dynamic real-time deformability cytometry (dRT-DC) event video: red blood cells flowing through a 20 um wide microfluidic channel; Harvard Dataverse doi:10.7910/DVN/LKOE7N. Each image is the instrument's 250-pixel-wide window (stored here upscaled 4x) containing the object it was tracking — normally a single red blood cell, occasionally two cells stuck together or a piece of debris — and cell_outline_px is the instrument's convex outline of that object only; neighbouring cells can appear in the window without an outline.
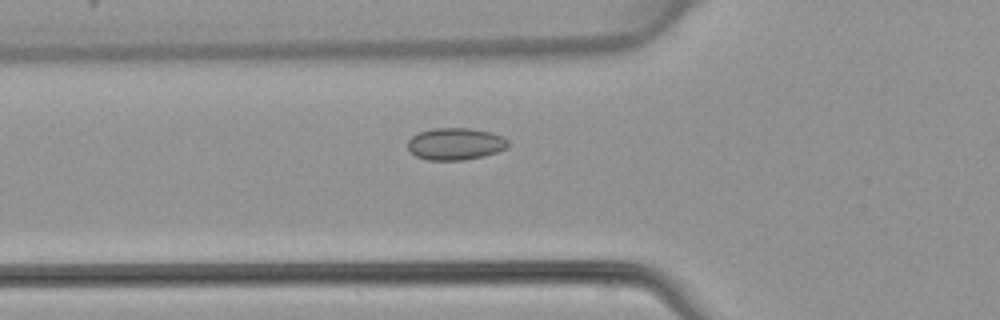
{"species": "common noctule bat (a hibernating species)", "species_latin": "Nyctalus noctula", "temperature_condition": "warm", "stored_images_in_passage": 49, "camera_frame_rate_fps": 3000, "um_per_image_px": 0.085, "animal": {"sex": "female", "body_mass_g": 22.7, "forearm_length_mm": 54.2}, "frame": {"image": 1, "passage_image": 18, "time_ms": 5.667, "image_size_px": [1000, 320], "cell_outline_px": [[508, 148], [484, 156], [464, 160], [428, 160], [416, 156], [408, 152], [408, 140], [412, 136], [420, 132], [432, 128], [468, 128], [492, 132], [504, 136], [508, 140]], "centroid_in_image_um": [38.72, 12.23], "position_along_channel_um": 87.1, "area_um2": 18.96}}
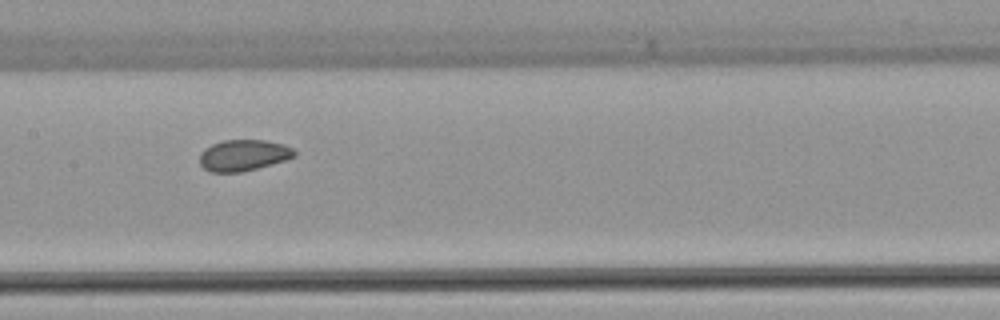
{"frame": {"image": 2, "passage_image": 25, "time_ms": 8.0, "image_size_px": [1000, 320], "cell_outline_px": [[296, 156], [284, 160], [256, 168], [240, 172], [208, 172], [200, 164], [200, 152], [204, 148], [212, 144], [224, 140], [264, 140], [284, 144], [292, 148], [296, 152]], "centroid_in_image_um": [20.67, 13.19], "position_along_channel_um": 186.7, "area_um2": 17.17}}
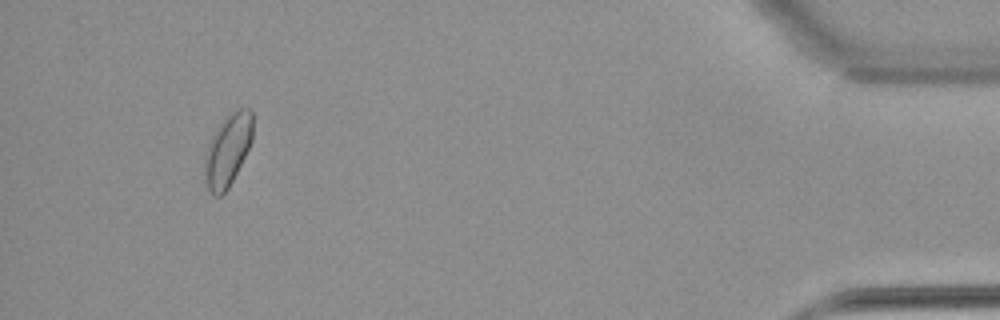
{"frame": {"image": 3, "passage_image": 46, "time_ms": 15.0, "image_size_px": [1000, 320], "cell_outline_px": [[252, 140], [228, 188], [220, 196], [216, 196], [208, 188], [204, 180], [204, 156], [212, 136], [216, 128], [224, 116], [228, 112], [240, 108], [252, 108]], "centroid_in_image_um": [19.34, 12.71], "position_along_channel_um": 415.9, "area_um2": 20.11}}